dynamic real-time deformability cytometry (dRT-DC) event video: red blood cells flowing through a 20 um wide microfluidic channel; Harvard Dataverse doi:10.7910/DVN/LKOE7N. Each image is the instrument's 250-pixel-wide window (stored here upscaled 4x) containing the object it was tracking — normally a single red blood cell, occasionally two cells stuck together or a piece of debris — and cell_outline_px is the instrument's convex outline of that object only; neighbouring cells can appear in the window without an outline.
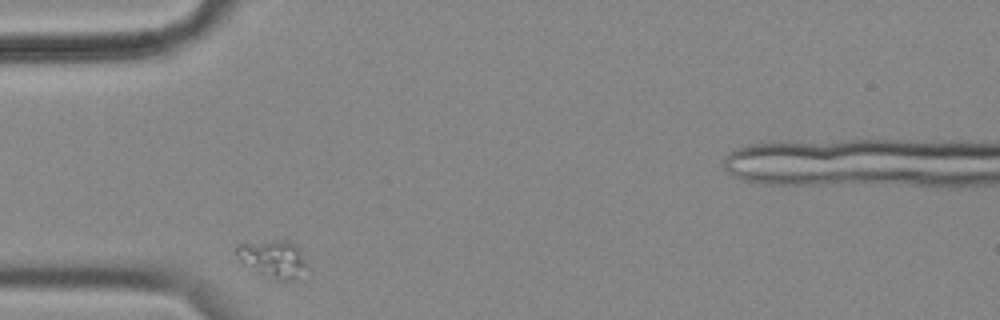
{"species": "common noctule bat (a hibernating species)", "species_latin": "Nyctalus noctula", "temperature_condition": "cold", "stored_images_in_passage": 6, "camera_frame_rate_fps": 3000, "um_per_image_px": 0.085, "animal": {"sex": "female", "body_mass_g": 18.4}, "frame": {"image": 1, "passage_image": 5, "time_ms": 1.333, "image_size_px": [1000, 320], "cell_outline_px": [[304, 264], [296, 276], [288, 280], [276, 280], [256, 272], [240, 264], [236, 252], [236, 248], [240, 244], [280, 240], [288, 240], [296, 244], [300, 248], [304, 260]], "centroid_in_image_um": [23.12, 21.98], "position_along_channel_um": 61.9, "area_um2": 14.91}}